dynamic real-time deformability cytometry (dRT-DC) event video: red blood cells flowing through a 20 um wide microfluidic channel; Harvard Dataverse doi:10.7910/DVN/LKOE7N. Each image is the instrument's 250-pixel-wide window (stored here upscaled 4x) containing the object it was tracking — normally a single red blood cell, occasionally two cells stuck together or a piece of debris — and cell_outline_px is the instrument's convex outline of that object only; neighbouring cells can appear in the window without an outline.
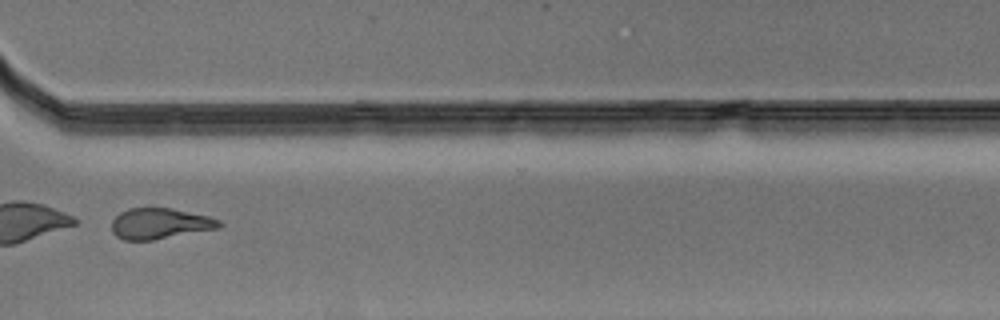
{"species": "Egyptian fruit bat (a non-hibernating species)", "species_latin": "Rousettus aegyptiacus", "temperature_condition": "warm", "stored_images_in_passage": 51, "segment_of_instrument_passage": [2, 2], "camera_frame_rate_fps": 3000, "um_per_image_px": 0.085, "animal": {"sex": "male"}, "frame": {"image": 1, "passage_image": 38, "time_ms": 12.333, "image_size_px": [1000, 320], "cell_outline_px": [[224, 224], [216, 228], [152, 240], [124, 240], [116, 236], [112, 232], [112, 220], [120, 212], [128, 208], [172, 208], [208, 216], [220, 220]], "centroid_in_image_um": [13.56, 18.99], "position_along_channel_um": 357.0, "area_um2": 19.13}}